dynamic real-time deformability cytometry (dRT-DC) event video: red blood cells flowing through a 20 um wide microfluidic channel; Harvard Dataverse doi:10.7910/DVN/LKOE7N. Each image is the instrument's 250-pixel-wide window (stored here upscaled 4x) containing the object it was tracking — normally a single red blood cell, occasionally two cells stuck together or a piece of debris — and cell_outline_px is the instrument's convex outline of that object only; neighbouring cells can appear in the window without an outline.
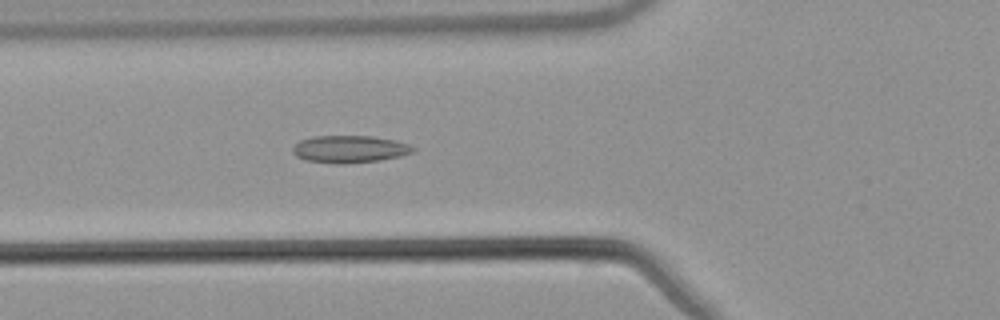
{"species": "common noctule bat (a hibernating species)", "species_latin": "Nyctalus noctula", "temperature_condition": "warm", "stored_images_in_passage": 54, "camera_frame_rate_fps": 3000, "um_per_image_px": 0.085, "animal": {"sex": "male", "body_mass_g": 21.5, "forearm_length_mm": 52.0}, "frame": {"image": 1, "passage_image": 20, "time_ms": 6.333, "image_size_px": [1000, 320], "cell_outline_px": [[416, 148], [412, 152], [400, 156], [380, 160], [344, 164], [336, 164], [304, 160], [296, 156], [292, 152], [292, 148], [300, 140], [312, 136], [372, 136], [396, 140], [408, 144]], "centroid_in_image_um": [29.69, 12.68], "position_along_channel_um": 96.1, "area_um2": 19.25}}
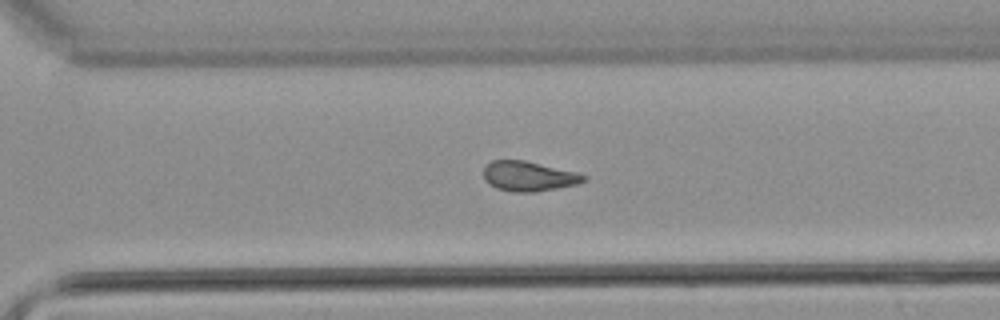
{"frame": {"image": 2, "passage_image": 38, "time_ms": 12.333, "image_size_px": [1000, 320], "cell_outline_px": [[588, 180], [576, 184], [556, 188], [532, 192], [512, 192], [496, 188], [488, 184], [484, 180], [484, 168], [492, 160], [524, 160], [576, 172], [588, 176]], "centroid_in_image_um": [44.93, 14.98], "position_along_channel_um": 325.7, "area_um2": 17.4}}
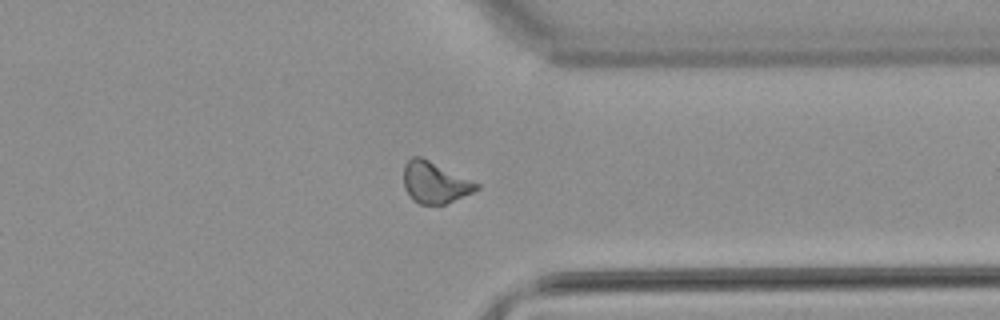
{"frame": {"image": 3, "passage_image": 42, "time_ms": 13.667, "image_size_px": [1000, 320], "cell_outline_px": [[480, 188], [472, 192], [444, 204], [420, 204], [412, 200], [404, 188], [404, 164], [412, 156], [420, 156], [480, 184]], "centroid_in_image_um": [36.93, 15.51], "position_along_channel_um": 374.5, "area_um2": 17.34}, "authors_computed_cell_mechanics": {"area_um2": 17.9469, "velocity_mm_per_s": 3.8311, "shape_relaxation_time_tau1_ms": null, "shape_relaxation_time_tau2_ms": 3.9142, "deformation_change_tau1": null, "deformation_change_tau2": 0.1014}}